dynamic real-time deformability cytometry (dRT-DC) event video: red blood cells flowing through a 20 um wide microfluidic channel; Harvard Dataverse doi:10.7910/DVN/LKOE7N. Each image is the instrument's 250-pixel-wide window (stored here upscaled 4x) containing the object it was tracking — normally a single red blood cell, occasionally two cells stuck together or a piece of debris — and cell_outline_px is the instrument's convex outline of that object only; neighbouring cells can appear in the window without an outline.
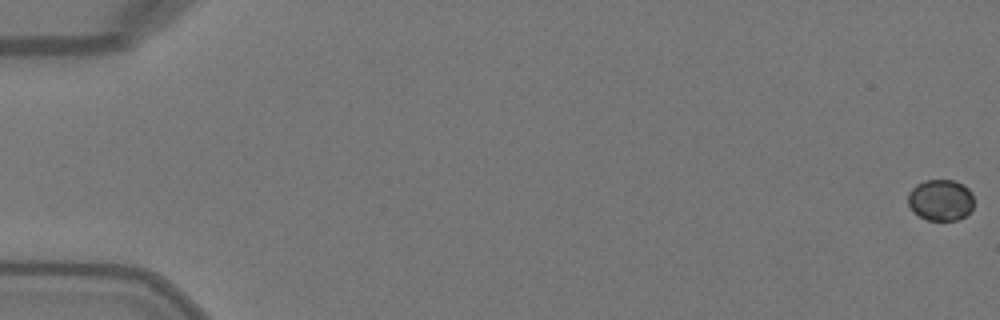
{"species": "Egyptian fruit bat (a non-hibernating species)", "species_latin": "Rousettus aegyptiacus", "temperature_condition": "warm", "stored_images_in_passage": 3, "camera_frame_rate_fps": 3000, "um_per_image_px": 0.085, "animal": {"sex": "female"}, "frame": {"image": 1, "passage_image": 1, "time_ms": 0.0, "image_size_px": [1000, 320], "cell_outline_px": [[972, 208], [964, 216], [956, 220], [928, 220], [912, 212], [908, 204], [908, 192], [916, 184], [924, 180], [956, 180], [964, 184], [972, 192]], "centroid_in_image_um": [79.93, 16.98], "position_along_channel_um": 5.1, "area_um2": 15.95}}